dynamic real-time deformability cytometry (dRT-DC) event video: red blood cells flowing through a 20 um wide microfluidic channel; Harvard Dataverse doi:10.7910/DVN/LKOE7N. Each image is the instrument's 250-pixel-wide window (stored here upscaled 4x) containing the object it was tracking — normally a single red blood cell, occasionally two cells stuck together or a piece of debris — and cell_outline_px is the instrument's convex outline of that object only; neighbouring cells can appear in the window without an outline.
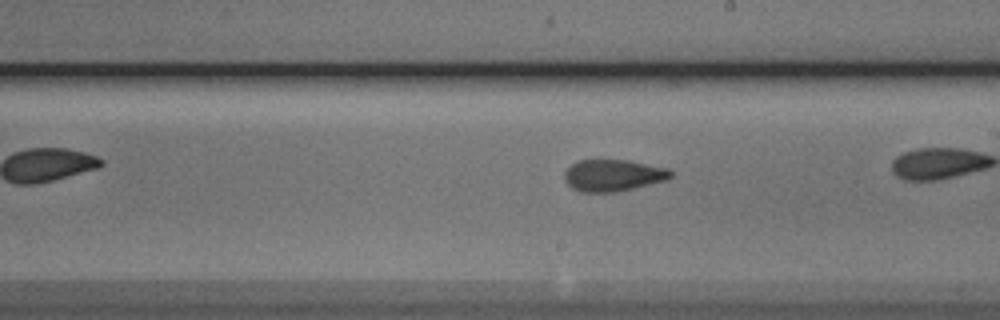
{"species": "Egyptian fruit bat (a non-hibernating species)", "species_latin": "Rousettus aegyptiacus", "temperature_condition": "cold", "stored_images_in_passage": 41, "camera_frame_rate_fps": 3000, "um_per_image_px": 0.085, "animal": {"sex": "male"}, "frame": {"image": 1, "passage_image": 30, "time_ms": 9.667, "image_size_px": [1000, 320], "cell_outline_px": [[672, 176], [668, 180], [632, 188], [612, 192], [580, 192], [572, 188], [564, 180], [564, 172], [572, 164], [580, 160], [628, 160], [668, 168], [672, 172]], "centroid_in_image_um": [52.11, 14.9], "position_along_channel_um": 236.9, "area_um2": 19.59}}